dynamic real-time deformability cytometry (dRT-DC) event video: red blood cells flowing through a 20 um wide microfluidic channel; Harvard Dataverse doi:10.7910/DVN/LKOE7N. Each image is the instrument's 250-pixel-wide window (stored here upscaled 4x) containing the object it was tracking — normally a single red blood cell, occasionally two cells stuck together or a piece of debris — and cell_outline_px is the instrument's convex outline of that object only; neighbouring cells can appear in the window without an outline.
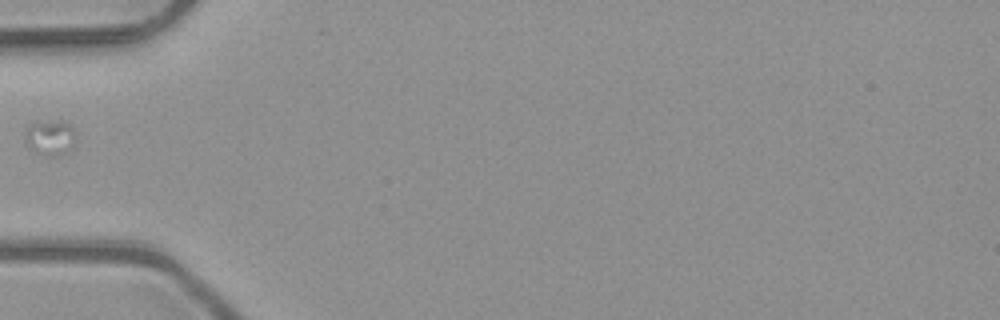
{"species": "common noctule bat (a hibernating species)", "species_latin": "Nyctalus noctula", "temperature_condition": "room temperature", "stored_images_in_passage": 3, "camera_frame_rate_fps": 3000, "um_per_image_px": 0.085, "animal": {"sex": "male", "body_mass_g": 23.1, "forearm_length_mm": 52.7}, "frame": {"image": 1, "passage_image": 2, "time_ms": 0.333, "image_size_px": [1000, 320], "cell_outline_px": [[76, 136], [72, 144], [64, 152], [56, 156], [48, 156], [24, 144], [24, 132], [28, 124], [32, 120], [60, 120], [68, 124], [72, 128]], "centroid_in_image_um": [4.18, 11.61], "position_along_channel_um": 80.8, "area_um2": 10.52}}